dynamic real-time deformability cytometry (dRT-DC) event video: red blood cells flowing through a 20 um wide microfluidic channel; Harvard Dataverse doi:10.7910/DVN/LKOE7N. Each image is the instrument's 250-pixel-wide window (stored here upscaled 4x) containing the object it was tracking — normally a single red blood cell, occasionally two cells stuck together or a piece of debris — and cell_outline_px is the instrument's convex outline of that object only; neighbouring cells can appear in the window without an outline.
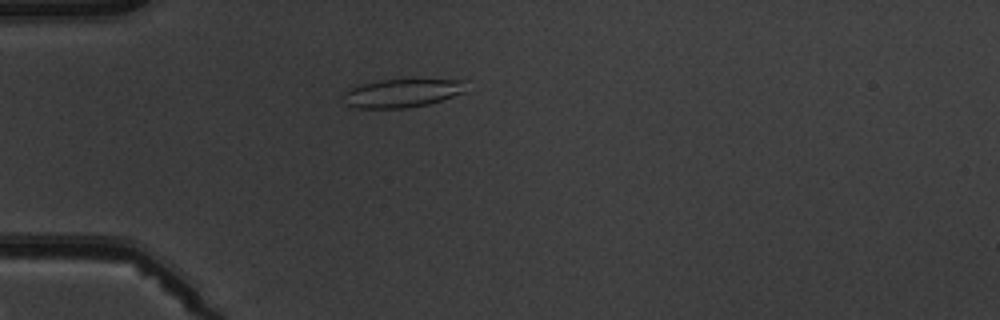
{"species": "common noctule bat (a hibernating species)", "species_latin": "Nyctalus noctula", "temperature_condition": "warm", "stored_images_in_passage": 5, "camera_frame_rate_fps": 3000, "um_per_image_px": 0.085, "animal": {"sex": "male", "body_mass_g": 19.5, "forearm_length_mm": 54.6}, "frame": {"image": 1, "passage_image": 5, "time_ms": 4.667, "image_size_px": [1000, 320], "cell_outline_px": [[464, 92], [428, 104], [404, 108], [356, 108], [348, 104], [344, 96], [344, 92], [356, 84], [376, 80], [464, 80]], "centroid_in_image_um": [34.11, 7.91], "position_along_channel_um": 50.9, "area_um2": 20.0}}